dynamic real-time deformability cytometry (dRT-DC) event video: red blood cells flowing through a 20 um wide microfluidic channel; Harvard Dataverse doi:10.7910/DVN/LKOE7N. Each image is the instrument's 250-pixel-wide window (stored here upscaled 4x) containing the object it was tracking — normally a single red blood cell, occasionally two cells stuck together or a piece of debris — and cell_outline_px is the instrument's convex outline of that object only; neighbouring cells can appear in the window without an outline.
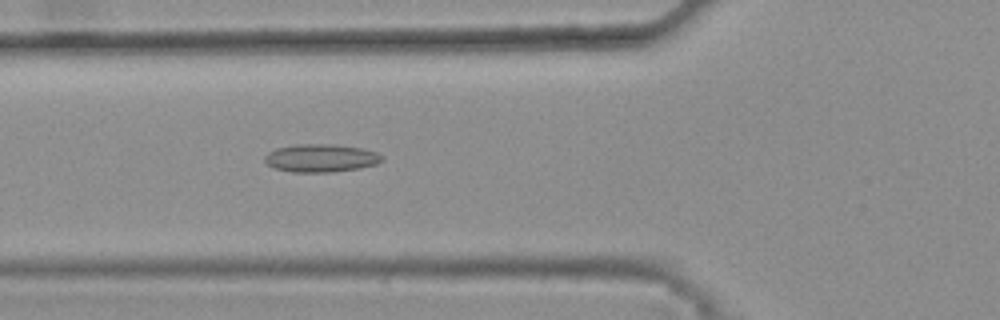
{"species": "common noctule bat (a hibernating species)", "species_latin": "Nyctalus noctula", "temperature_condition": "warm", "stored_images_in_passage": 33, "camera_frame_rate_fps": 3000, "um_per_image_px": 0.085, "animal": {"sex": "female", "body_mass_g": 25.1}, "frame": {"image": 1, "passage_image": 6, "time_ms": 1.667, "image_size_px": [1000, 320], "cell_outline_px": [[384, 156], [376, 164], [360, 168], [328, 172], [292, 172], [276, 168], [268, 164], [264, 160], [264, 156], [268, 152], [276, 148], [292, 144], [332, 144], [360, 148], [376, 152]], "centroid_in_image_um": [27.24, 13.43], "position_along_channel_um": 98.6, "area_um2": 19.02}}
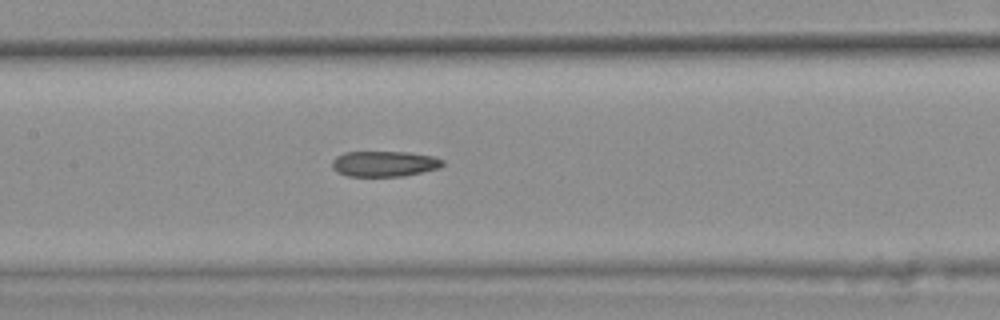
{"frame": {"image": 2, "passage_image": 12, "time_ms": 3.667, "image_size_px": [1000, 320], "cell_outline_px": [[444, 164], [440, 168], [404, 176], [348, 176], [336, 172], [332, 168], [332, 160], [336, 156], [344, 152], [408, 152], [432, 156], [444, 160]], "centroid_in_image_um": [32.66, 13.92], "position_along_channel_um": 174.7, "area_um2": 16.59}}
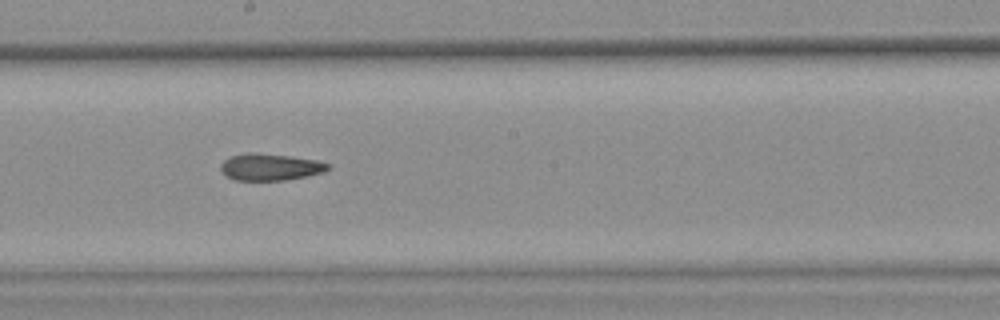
{"frame": {"image": 3, "passage_image": 16, "time_ms": 5.0, "image_size_px": [1000, 320], "cell_outline_px": [[328, 168], [324, 172], [308, 176], [284, 180], [236, 180], [228, 176], [220, 168], [220, 164], [224, 160], [232, 156], [248, 152], [256, 152], [292, 156], [316, 160], [328, 164]], "centroid_in_image_um": [22.97, 14.18], "position_along_channel_um": 225.2, "area_um2": 16.65}}